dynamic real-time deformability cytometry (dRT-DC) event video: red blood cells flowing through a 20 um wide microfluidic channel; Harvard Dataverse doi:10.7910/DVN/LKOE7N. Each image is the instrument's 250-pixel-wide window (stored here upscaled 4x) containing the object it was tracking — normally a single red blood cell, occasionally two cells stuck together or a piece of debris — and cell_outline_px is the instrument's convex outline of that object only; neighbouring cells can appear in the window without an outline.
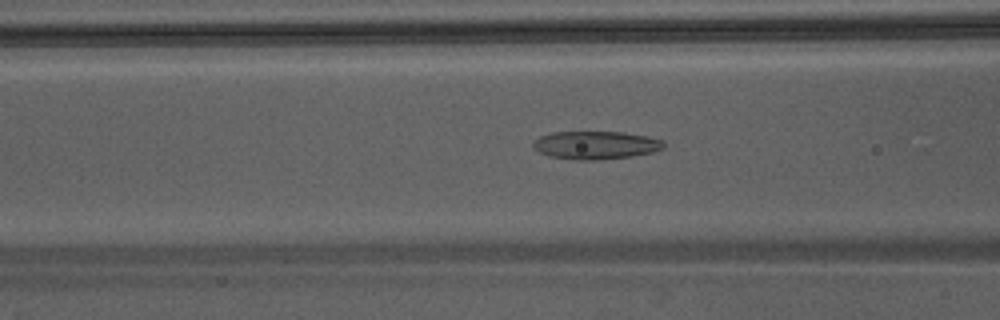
{"species": "Egyptian fruit bat (a non-hibernating species)", "species_latin": "Rousettus aegyptiacus", "temperature_condition": "warm", "stored_images_in_passage": 33, "camera_frame_rate_fps": 3000, "um_per_image_px": 0.085, "animal": {"sex": "male"}, "frame": {"image": 1, "passage_image": 15, "time_ms": 4.667, "image_size_px": [1000, 320], "cell_outline_px": [[664, 148], [652, 152], [632, 156], [596, 160], [576, 160], [548, 156], [532, 148], [532, 144], [540, 136], [552, 132], [624, 132], [664, 140]], "centroid_in_image_um": [50.61, 12.34], "position_along_channel_um": 116.0, "area_um2": 21.33}}